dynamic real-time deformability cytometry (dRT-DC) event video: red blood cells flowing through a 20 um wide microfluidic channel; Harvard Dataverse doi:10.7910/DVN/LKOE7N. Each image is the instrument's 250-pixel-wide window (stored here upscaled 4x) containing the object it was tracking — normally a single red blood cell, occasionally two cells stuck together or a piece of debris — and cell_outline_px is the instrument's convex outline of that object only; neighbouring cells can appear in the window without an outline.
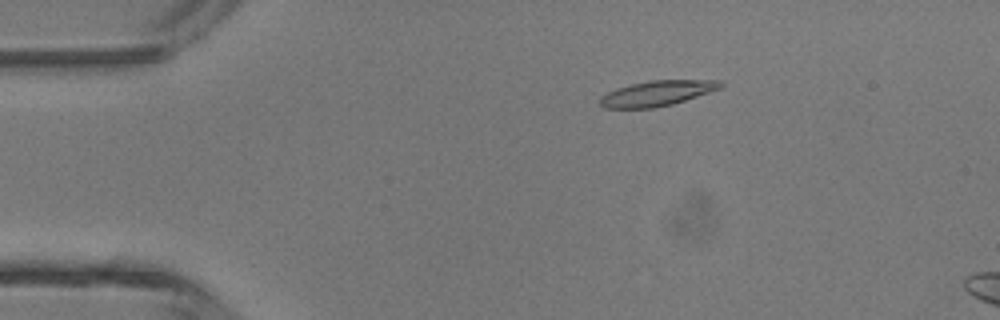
{"species": "common noctule bat (a hibernating species)", "species_latin": "Nyctalus noctula", "temperature_condition": "room temperature", "stored_images_in_passage": 15, "camera_frame_rate_fps": 3000, "um_per_image_px": 0.085, "animal": {"sex": "male", "body_mass_g": 13.3}, "frame": {"image": 1, "passage_image": 9, "time_ms": 2.667, "image_size_px": [1000, 320], "cell_outline_px": [[724, 84], [720, 88], [672, 104], [652, 108], [604, 108], [596, 100], [600, 96], [616, 88], [648, 80], [720, 80]], "centroid_in_image_um": [55.78, 7.93], "position_along_channel_um": 29.2, "area_um2": 17.69}}